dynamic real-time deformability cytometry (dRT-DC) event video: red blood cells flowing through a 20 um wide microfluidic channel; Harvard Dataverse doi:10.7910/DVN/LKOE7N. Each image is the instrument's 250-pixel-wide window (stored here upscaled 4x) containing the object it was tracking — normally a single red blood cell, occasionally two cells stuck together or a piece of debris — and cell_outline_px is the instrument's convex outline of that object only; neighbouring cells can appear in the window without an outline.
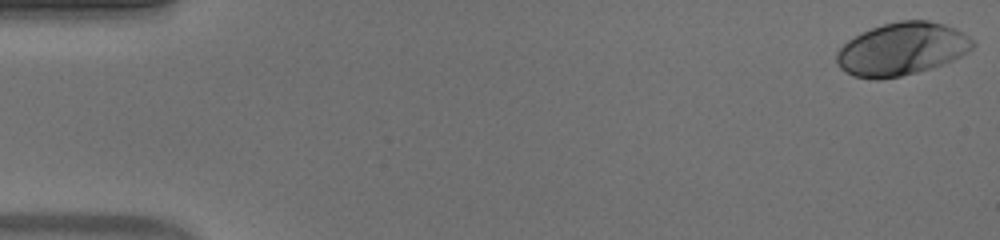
{"species": "human", "species_latin": "Homo sapiens", "temperature_condition": "warm", "stored_images_in_passage": 53, "camera_frame_rate_fps": 3000, "um_per_image_px": 0.085, "donor": {"sex": "male"}, "frame": {"image": 1, "passage_image": 1, "time_ms": 0.0, "image_size_px": [1000, 240], "cell_outline_px": [[976, 44], [968, 52], [952, 60], [932, 68], [900, 76], [880, 80], [872, 80], [852, 76], [844, 72], [836, 64], [836, 52], [848, 40], [860, 32], [884, 24], [900, 20], [928, 20], [944, 24], [956, 28], [968, 36]], "centroid_in_image_um": [76.62, 4.18], "position_along_channel_um": 8.4, "area_um2": 42.08}}
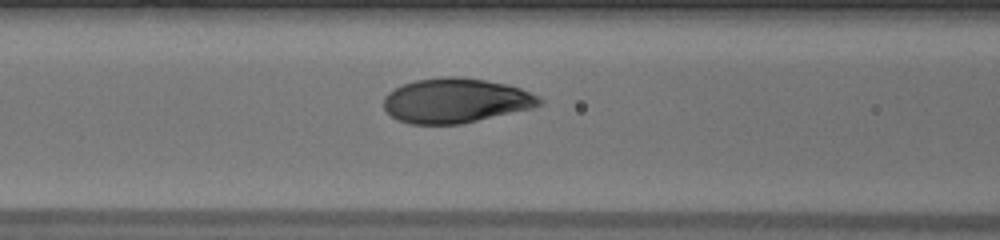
{"frame": {"image": 2, "passage_image": 22, "time_ms": 7.0, "image_size_px": [1000, 240], "cell_outline_px": [[544, 104], [532, 108], [460, 124], [412, 124], [400, 120], [392, 116], [384, 108], [384, 96], [388, 92], [404, 84], [416, 80], [444, 76], [460, 76], [484, 80], [504, 84], [520, 88], [540, 96], [544, 100]], "centroid_in_image_um": [38.76, 8.54], "position_along_channel_um": 127.8, "area_um2": 40.4}}
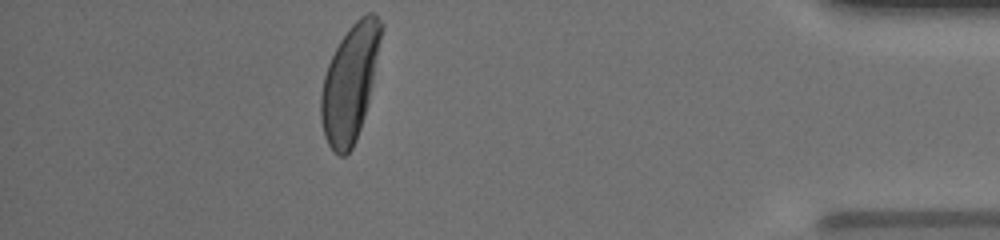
{"frame": {"image": 3, "passage_image": 47, "time_ms": 15.333, "image_size_px": [1000, 240], "cell_outline_px": [[384, 24], [368, 104], [356, 140], [352, 148], [344, 156], [340, 156], [328, 144], [324, 136], [320, 116], [320, 96], [324, 76], [328, 64], [340, 40], [348, 28], [360, 16], [368, 12], [376, 12]], "centroid_in_image_um": [29.75, 7.0], "position_along_channel_um": 405.4, "area_um2": 40.69}, "authors_computed_cell_mechanics": {"area_um2": 40.6334, "velocity_mm_per_s": 3.894, "shape_relaxation_time_tau1_ms": 2.967, "shape_relaxation_time_tau2_ms": null, "deformation_change_tau1": 0.1913, "deformation_change_tau2": null}}